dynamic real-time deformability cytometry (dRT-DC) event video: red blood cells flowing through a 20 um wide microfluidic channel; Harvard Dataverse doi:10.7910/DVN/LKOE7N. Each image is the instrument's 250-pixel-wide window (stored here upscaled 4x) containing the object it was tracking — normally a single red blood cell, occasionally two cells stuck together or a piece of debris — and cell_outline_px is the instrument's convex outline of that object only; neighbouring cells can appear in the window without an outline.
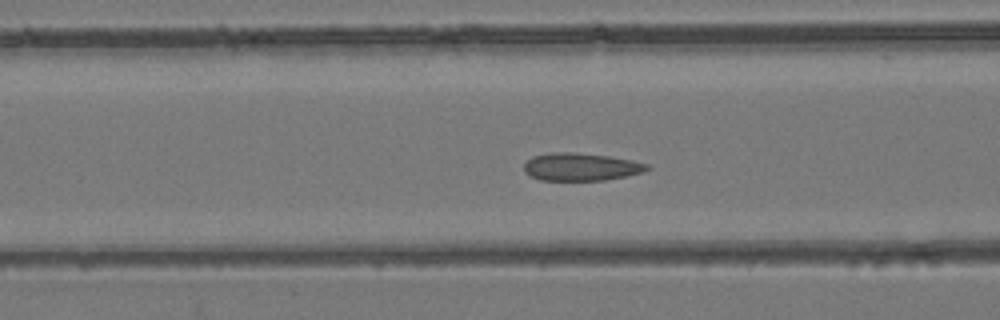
{"species": "common noctule bat (a hibernating species)", "species_latin": "Nyctalus noctula", "temperature_condition": "room temperature", "stored_images_in_passage": 54, "camera_frame_rate_fps": 3000, "um_per_image_px": 0.085, "animal": {"sex": "female", "body_mass_g": 24.6, "forearm_length_mm": 56.2}, "frame": {"image": 1, "passage_image": 21, "time_ms": 6.667, "image_size_px": [1000, 320], "cell_outline_px": [[652, 168], [644, 172], [604, 180], [540, 180], [524, 172], [524, 164], [532, 156], [552, 152], [576, 152], [608, 156], [632, 160], [648, 164]], "centroid_in_image_um": [49.38, 14.17], "position_along_channel_um": 117.2, "area_um2": 19.88}}
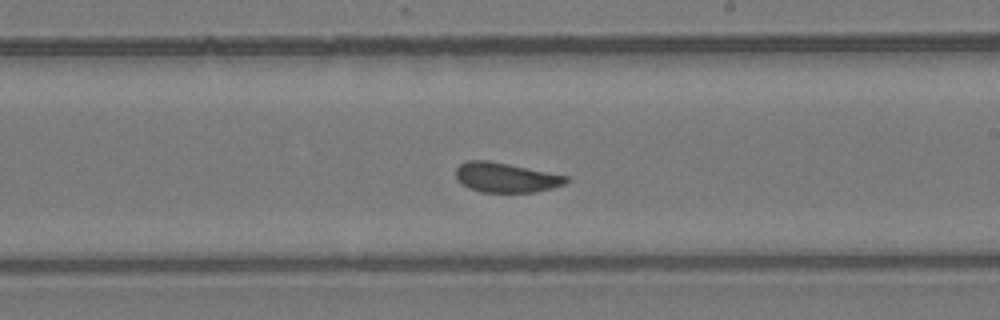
{"frame": {"image": 2, "passage_image": 31, "time_ms": 10.0, "image_size_px": [1000, 320], "cell_outline_px": [[568, 180], [564, 184], [552, 188], [536, 192], [480, 192], [468, 188], [456, 176], [456, 168], [460, 164], [468, 160], [488, 160], [568, 176]], "centroid_in_image_um": [42.99, 15.09], "position_along_channel_um": 246.0, "area_um2": 18.9}}
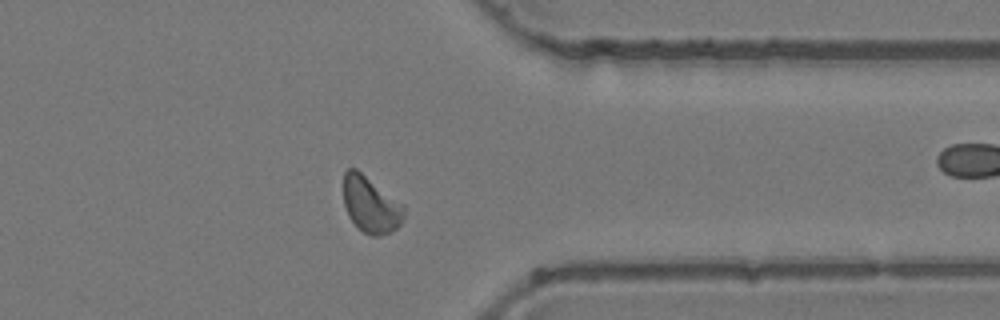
{"frame": {"image": 3, "passage_image": 42, "time_ms": 13.667, "image_size_px": [1000, 320], "cell_outline_px": [[404, 220], [392, 232], [380, 236], [372, 236], [364, 232], [348, 216], [344, 204], [344, 172], [348, 168], [356, 168], [404, 204]], "centroid_in_image_um": [31.53, 17.39], "position_along_channel_um": 379.9, "area_um2": 19.88}, "authors_computed_cell_mechanics": {"area_um2": 19.9699, "velocity_mm_per_s": 3.8629, "shape_relaxation_time_tau1_ms": 8.6035, "shape_relaxation_time_tau2_ms": 0.7023, "deformation_change_tau1": 0.1275, "deformation_change_tau2": 0.0613}}